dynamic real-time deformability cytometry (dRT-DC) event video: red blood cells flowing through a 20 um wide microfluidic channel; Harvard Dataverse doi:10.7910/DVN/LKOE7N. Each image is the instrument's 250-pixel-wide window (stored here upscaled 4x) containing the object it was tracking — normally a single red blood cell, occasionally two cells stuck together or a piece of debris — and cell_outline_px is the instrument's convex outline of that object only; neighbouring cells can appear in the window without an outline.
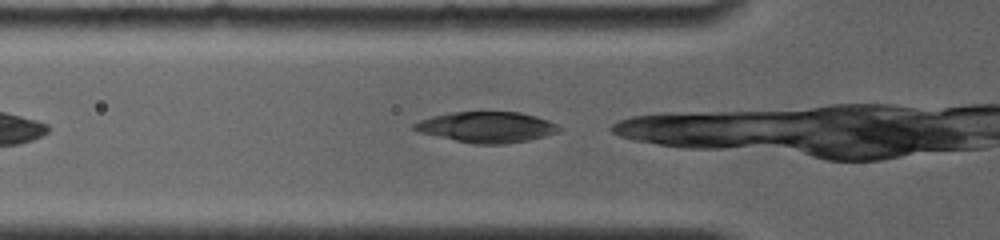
{"species": "common noctule bat (a hibernating species)", "species_latin": "Nyctalus noctula", "temperature_condition": "room temperature", "stored_images_in_passage": 55, "camera_frame_rate_fps": 4000, "um_per_image_px": 0.085, "animal": {"sex": "female", "body_mass_g": 19.0, "forearm_length_mm": 56.7}, "frame": {"image": 1, "passage_image": 3, "time_ms": 0.25, "image_size_px": [1000, 240], "cell_outline_px": [[564, 128], [560, 132], [528, 140], [504, 144], [472, 144], [420, 132], [408, 128], [412, 124], [420, 120], [432, 116], [452, 112], [520, 112], [536, 116], [548, 120]], "centroid_in_image_um": [41.38, 10.8], "position_along_channel_um": 84.4, "area_um2": 26.07}}
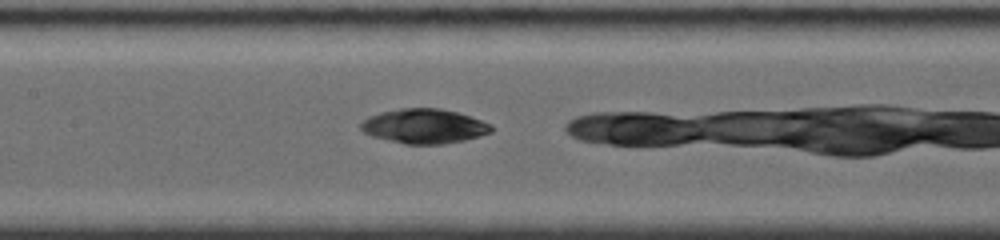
{"frame": {"image": 2, "passage_image": 22, "time_ms": 2.5, "image_size_px": [1000, 240], "cell_outline_px": [[492, 132], [480, 136], [464, 140], [444, 144], [404, 144], [372, 136], [364, 132], [360, 128], [360, 124], [368, 116], [380, 112], [400, 108], [440, 108], [456, 112], [492, 124]], "centroid_in_image_um": [36.04, 10.72], "position_along_channel_um": 171.4, "area_um2": 26.24}}
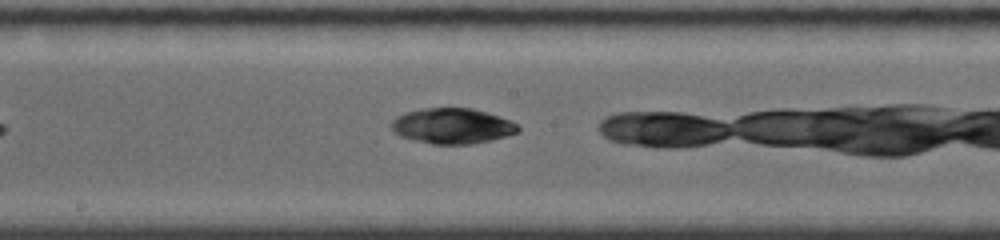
{"frame": {"image": 3, "passage_image": 31, "time_ms": 3.5, "image_size_px": [1000, 240], "cell_outline_px": [[520, 132], [492, 140], [472, 144], [432, 144], [412, 140], [400, 136], [392, 128], [392, 120], [396, 116], [408, 112], [424, 108], [472, 108], [508, 120], [516, 124], [520, 128]], "centroid_in_image_um": [38.44, 10.72], "position_along_channel_um": 209.8, "area_um2": 25.95}}